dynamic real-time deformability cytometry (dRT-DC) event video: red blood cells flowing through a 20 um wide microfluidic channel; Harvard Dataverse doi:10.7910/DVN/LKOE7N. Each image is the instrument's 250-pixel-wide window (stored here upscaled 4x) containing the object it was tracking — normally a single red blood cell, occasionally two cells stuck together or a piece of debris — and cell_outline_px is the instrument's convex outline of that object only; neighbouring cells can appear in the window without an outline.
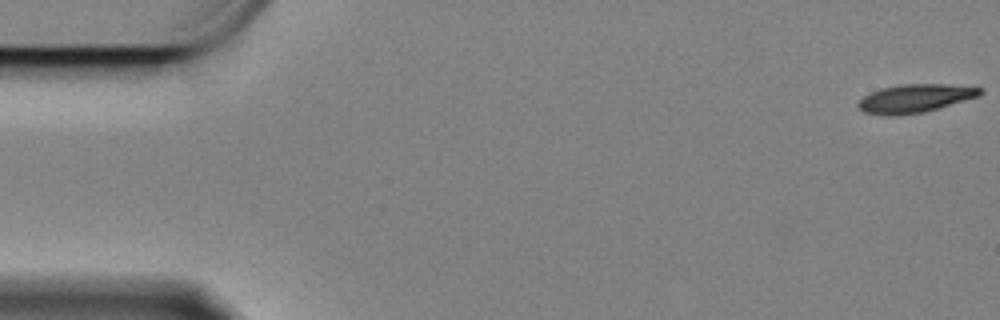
{"species": "Egyptian fruit bat (a non-hibernating species)", "species_latin": "Rousettus aegyptiacus", "temperature_condition": "cold", "stored_images_in_passage": 44, "camera_frame_rate_fps": 3000, "um_per_image_px": 0.085, "animal": {"sex": "female"}, "frame": {"image": 1, "passage_image": 1, "time_ms": 0.0, "image_size_px": [1000, 320], "cell_outline_px": [[984, 92], [980, 96], [924, 112], [896, 116], [888, 116], [864, 112], [856, 104], [864, 96], [880, 88], [900, 84], [944, 84], [984, 88]], "centroid_in_image_um": [77.79, 8.36], "position_along_channel_um": 7.2, "area_um2": 20.17}}